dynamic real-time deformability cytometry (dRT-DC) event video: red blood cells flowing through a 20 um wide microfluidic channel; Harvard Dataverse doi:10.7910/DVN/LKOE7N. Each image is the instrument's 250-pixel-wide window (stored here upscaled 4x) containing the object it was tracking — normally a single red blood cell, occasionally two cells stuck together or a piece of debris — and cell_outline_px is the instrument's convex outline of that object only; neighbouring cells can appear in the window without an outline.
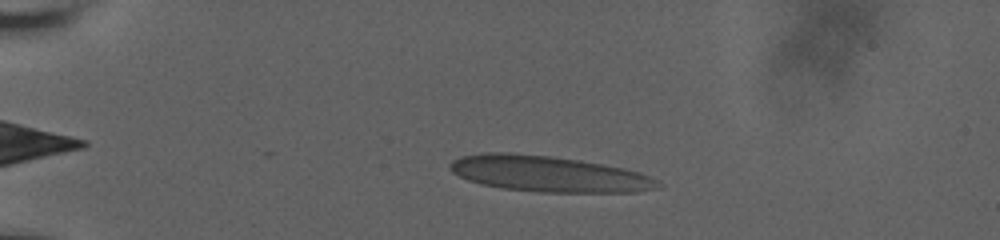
{"species": "human", "species_latin": "Homo sapiens", "temperature_condition": "room temperature", "stored_images_in_passage": 12, "camera_frame_rate_fps": 3000, "um_per_image_px": 0.085, "donor": {"sex": "male"}, "frame": {"image": 1, "passage_image": 5, "time_ms": 3.0, "image_size_px": [1000, 240], "cell_outline_px": [[660, 188], [636, 192], [540, 192], [504, 188], [480, 184], [468, 180], [452, 172], [448, 168], [448, 164], [452, 160], [460, 156], [484, 152], [508, 152], [552, 156], [580, 160], [604, 164], [624, 168], [640, 172], [656, 180], [660, 184]], "centroid_in_image_um": [46.6, 14.77], "position_along_channel_um": 38.4, "area_um2": 43.7}}
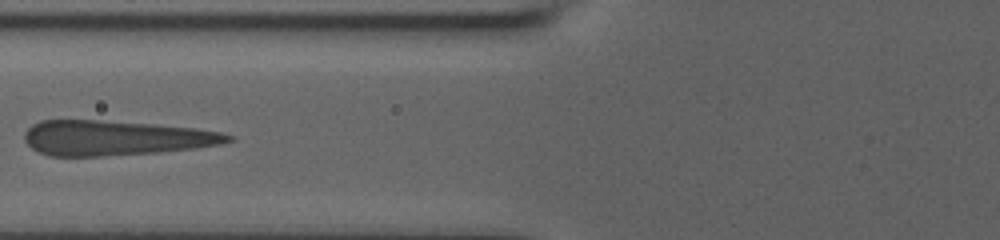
{"frame": {"image": 2, "passage_image": 10, "time_ms": 6.667, "image_size_px": [1000, 240], "cell_outline_px": [[236, 140], [220, 144], [192, 148], [156, 152], [100, 156], [48, 156], [32, 148], [24, 140], [24, 132], [32, 124], [40, 120], [96, 120], [152, 124], [196, 128], [220, 132], [236, 136]], "centroid_in_image_um": [9.8, 11.72], "position_along_channel_um": 116.0, "area_um2": 41.33}}
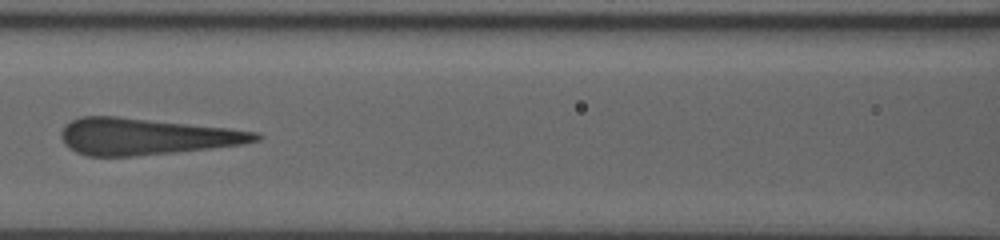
{"frame": {"image": 3, "passage_image": 11, "time_ms": 7.667, "image_size_px": [1000, 240], "cell_outline_px": [[264, 136], [260, 140], [244, 144], [212, 148], [176, 152], [136, 156], [88, 156], [76, 152], [68, 148], [64, 144], [60, 136], [60, 132], [64, 124], [80, 116], [116, 116], [228, 128], [260, 132]], "centroid_in_image_um": [12.41, 11.6], "position_along_channel_um": 154.2, "area_um2": 41.67}}